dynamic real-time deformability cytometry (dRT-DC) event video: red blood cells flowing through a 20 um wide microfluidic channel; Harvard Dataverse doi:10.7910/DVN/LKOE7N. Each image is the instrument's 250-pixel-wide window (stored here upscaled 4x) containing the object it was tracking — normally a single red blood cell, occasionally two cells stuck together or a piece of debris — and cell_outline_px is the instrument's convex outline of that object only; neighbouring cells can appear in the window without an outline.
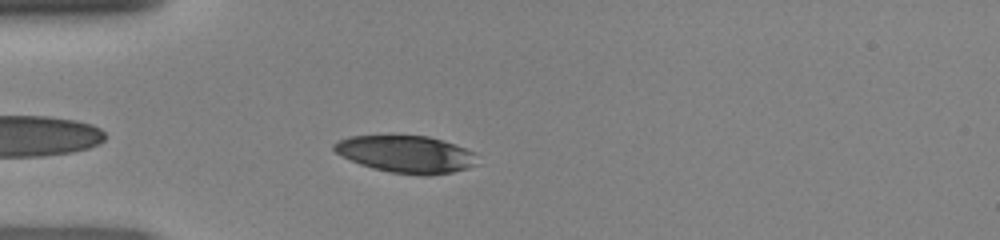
{"species": "human", "species_latin": "Homo sapiens", "temperature_condition": "room temperature", "stored_images_in_passage": 37, "camera_frame_rate_fps": 3000, "um_per_image_px": 0.085, "donor": {"sex": "female"}, "frame": {"image": 1, "passage_image": 3, "time_ms": 0.667, "image_size_px": [1000, 240], "cell_outline_px": [[476, 164], [468, 168], [452, 172], [428, 176], [424, 176], [388, 172], [372, 168], [360, 164], [336, 152], [332, 148], [332, 144], [336, 140], [348, 136], [428, 136], [476, 152]], "centroid_in_image_um": [34.5, 13.11], "position_along_channel_um": 50.5, "area_um2": 30.92}}
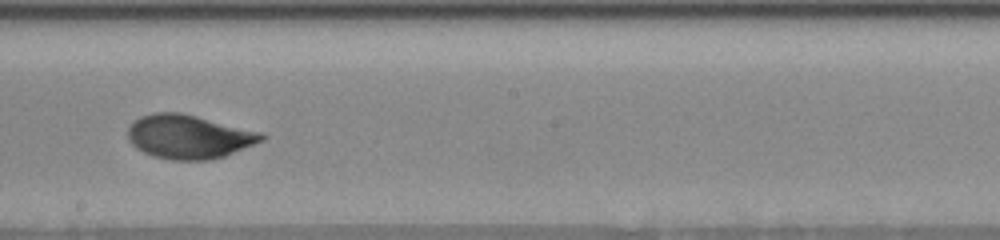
{"frame": {"image": 2, "passage_image": 17, "time_ms": 5.333, "image_size_px": [1000, 240], "cell_outline_px": [[268, 136], [264, 140], [224, 156], [208, 160], [172, 160], [152, 156], [136, 148], [128, 140], [128, 128], [132, 120], [140, 116], [156, 112], [180, 112], [264, 132]], "centroid_in_image_um": [16.05, 11.61], "position_along_channel_um": 232.1, "area_um2": 34.45}}
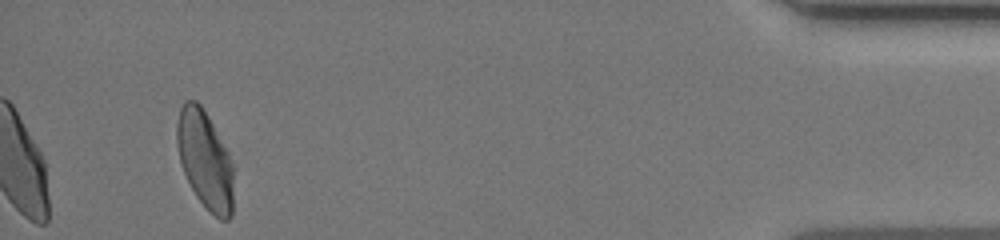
{"frame": {"image": 3, "passage_image": 35, "time_ms": 11.333, "image_size_px": [1000, 240], "cell_outline_px": [[232, 216], [228, 220], [220, 220], [196, 196], [180, 164], [176, 144], [176, 124], [180, 108], [184, 100], [196, 100], [200, 104], [212, 124], [228, 152], [232, 164]], "centroid_in_image_um": [17.39, 13.55], "position_along_channel_um": 417.8, "area_um2": 31.96}}